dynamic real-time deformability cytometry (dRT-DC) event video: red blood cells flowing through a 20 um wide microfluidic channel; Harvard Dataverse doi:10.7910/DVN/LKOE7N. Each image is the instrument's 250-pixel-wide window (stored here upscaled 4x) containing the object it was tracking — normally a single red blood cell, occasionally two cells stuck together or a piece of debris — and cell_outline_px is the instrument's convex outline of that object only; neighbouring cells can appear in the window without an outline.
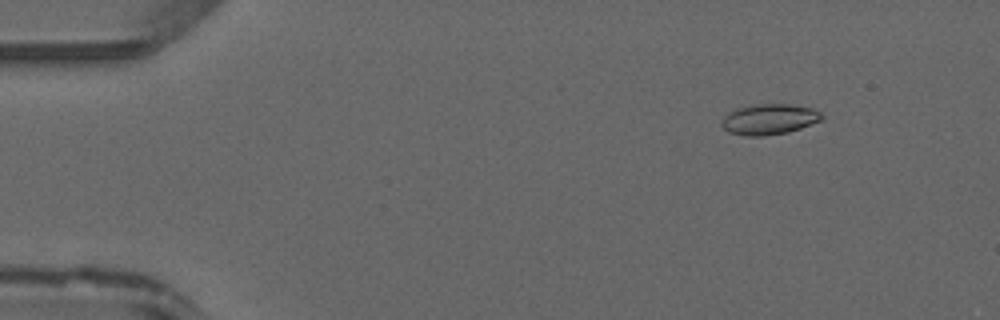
{"species": "common noctule bat (a hibernating species)", "species_latin": "Nyctalus noctula", "temperature_condition": "warm", "stored_images_in_passage": 12, "camera_frame_rate_fps": 3000, "um_per_image_px": 0.085, "animal": {"sex": "male", "forearm_length_mm": 52.5}, "frame": {"image": 1, "passage_image": 3, "time_ms": 0.667, "image_size_px": [1000, 320], "cell_outline_px": [[824, 116], [820, 120], [800, 128], [788, 132], [764, 136], [748, 136], [728, 132], [720, 124], [724, 116], [728, 112], [736, 108], [756, 104], [788, 104], [812, 108], [820, 112]], "centroid_in_image_um": [65.35, 10.13], "position_along_channel_um": 19.7, "area_um2": 17.8}}